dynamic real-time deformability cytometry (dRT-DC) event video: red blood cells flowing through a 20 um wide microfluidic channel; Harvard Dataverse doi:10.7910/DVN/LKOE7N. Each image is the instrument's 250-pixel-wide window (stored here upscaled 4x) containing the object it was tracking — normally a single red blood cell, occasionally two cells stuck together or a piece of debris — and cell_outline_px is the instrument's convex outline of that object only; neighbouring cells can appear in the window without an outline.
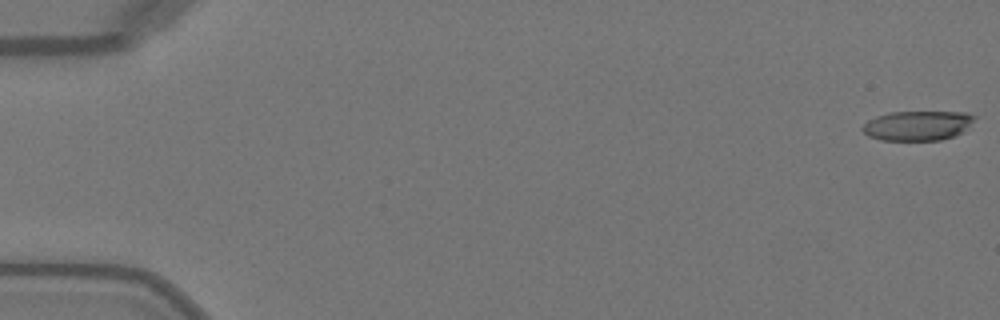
{"species": "Egyptian fruit bat (a non-hibernating species)", "species_latin": "Rousettus aegyptiacus", "temperature_condition": "warm", "stored_images_in_passage": 11, "camera_frame_rate_fps": 3000, "um_per_image_px": 0.085, "animal": {"sex": "female"}, "frame": {"image": 1, "passage_image": 1, "time_ms": 0.0, "image_size_px": [1000, 320], "cell_outline_px": [[976, 116], [968, 128], [964, 132], [956, 136], [940, 140], [880, 140], [868, 136], [860, 128], [868, 120], [876, 116], [888, 112], [968, 112]], "centroid_in_image_um": [78.01, 10.68], "position_along_channel_um": 7.0, "area_um2": 19.59}}